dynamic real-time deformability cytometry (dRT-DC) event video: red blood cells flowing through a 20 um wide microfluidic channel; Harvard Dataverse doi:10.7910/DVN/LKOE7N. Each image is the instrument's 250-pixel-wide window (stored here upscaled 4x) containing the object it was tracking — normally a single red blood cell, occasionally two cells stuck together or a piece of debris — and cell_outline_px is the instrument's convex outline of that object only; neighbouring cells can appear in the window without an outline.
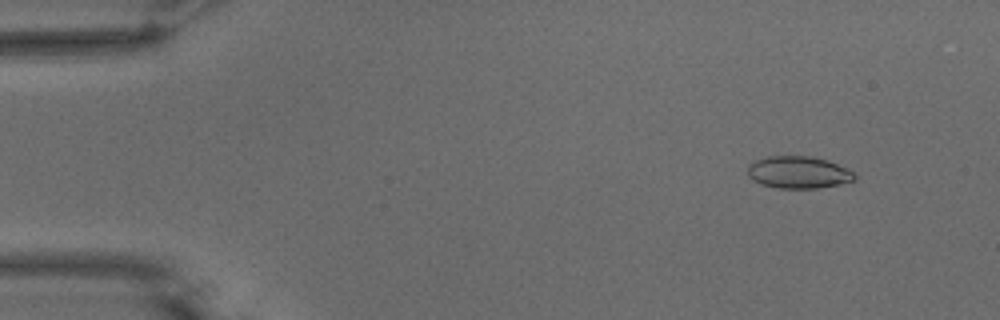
{"species": "common noctule bat (a hibernating species)", "species_latin": "Nyctalus noctula", "temperature_condition": "warm", "stored_images_in_passage": 54, "camera_frame_rate_fps": 3000, "um_per_image_px": 0.085, "animal": {"sex": "male", "body_mass_g": 15.6}, "frame": {"image": 1, "passage_image": 6, "time_ms": 1.667, "image_size_px": [1000, 320], "cell_outline_px": [[856, 180], [840, 184], [816, 188], [776, 188], [760, 184], [752, 180], [748, 176], [748, 164], [756, 160], [768, 156], [812, 156], [836, 164], [852, 172], [856, 176]], "centroid_in_image_um": [67.82, 14.66], "position_along_channel_um": 17.2, "area_um2": 19.94}}
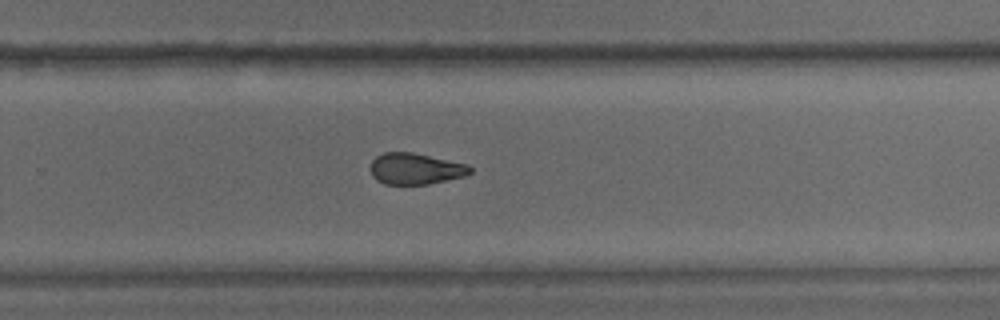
{"frame": {"image": 2, "passage_image": 36, "time_ms": 11.667, "image_size_px": [1000, 320], "cell_outline_px": [[472, 172], [464, 176], [428, 184], [384, 184], [376, 180], [372, 176], [372, 160], [376, 156], [384, 152], [412, 152], [468, 164], [472, 168]], "centroid_in_image_um": [35.32, 14.34], "position_along_channel_um": 294.5, "area_um2": 18.09}}
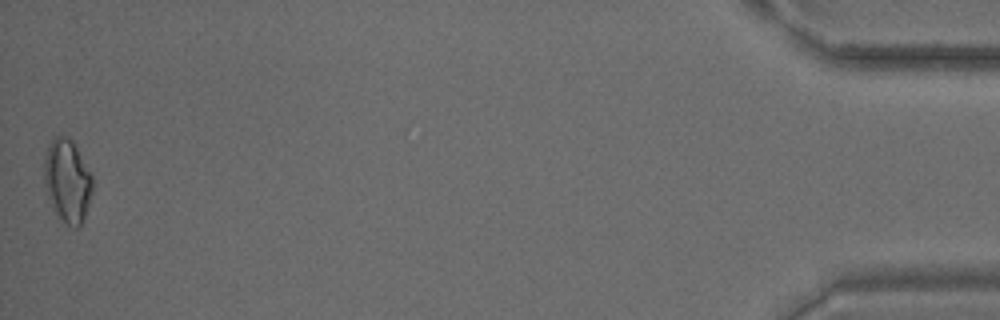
{"frame": {"image": 3, "passage_image": 54, "time_ms": 17.667, "image_size_px": [1000, 320], "cell_outline_px": [[92, 192], [80, 228], [76, 228], [68, 224], [52, 208], [48, 196], [44, 180], [44, 156], [48, 144], [52, 136], [68, 136], [72, 140], [92, 176]], "centroid_in_image_um": [5.7, 15.32], "position_along_channel_um": 429.5, "area_um2": 23.18}, "authors_computed_cell_mechanics": {"area_um2": 19.8254, "velocity_mm_per_s": 3.7871, "shape_relaxation_time_tau1_ms": null, "shape_relaxation_time_tau2_ms": 2.5726, "deformation_change_tau1": null, "deformation_change_tau2": 0.098}}